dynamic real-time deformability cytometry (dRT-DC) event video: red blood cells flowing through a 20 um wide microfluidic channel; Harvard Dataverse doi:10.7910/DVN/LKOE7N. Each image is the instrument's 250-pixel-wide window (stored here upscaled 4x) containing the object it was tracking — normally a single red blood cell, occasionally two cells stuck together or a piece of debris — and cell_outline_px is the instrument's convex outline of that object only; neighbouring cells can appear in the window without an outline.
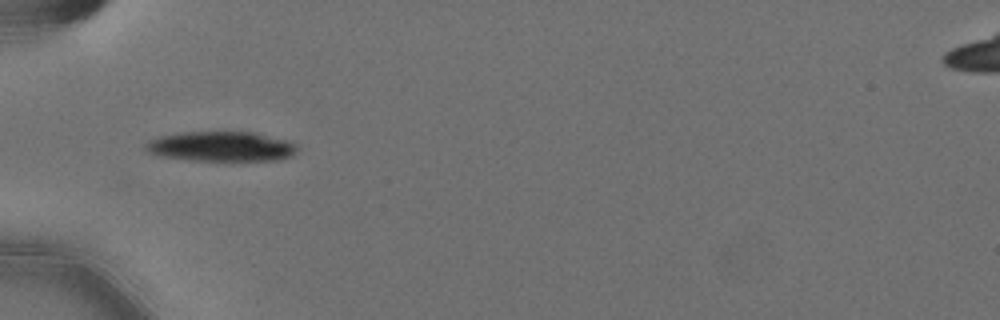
{"species": "Egyptian fruit bat (a non-hibernating species)", "species_latin": "Rousettus aegyptiacus", "temperature_condition": "cold", "stored_images_in_passage": 34, "camera_frame_rate_fps": 3000, "um_per_image_px": 0.085, "animal": {"sex": "female"}, "frame": {"image": 1, "passage_image": 1, "time_ms": 0.0, "image_size_px": [1000, 320], "cell_outline_px": [[296, 148], [292, 156], [280, 160], [192, 160], [156, 156], [148, 152], [144, 148], [144, 144], [160, 136], [184, 132], [256, 132], [284, 140], [296, 144]], "centroid_in_image_um": [18.77, 12.45], "position_along_channel_um": 66.2, "area_um2": 26.24}}
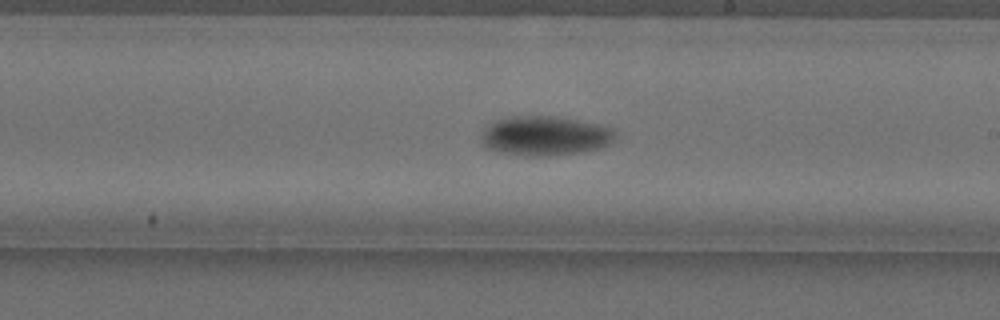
{"frame": {"image": 2, "passage_image": 16, "time_ms": 5.0, "image_size_px": [1000, 320], "cell_outline_px": [[616, 136], [608, 144], [600, 148], [576, 152], [536, 156], [528, 156], [504, 152], [484, 148], [480, 140], [480, 136], [484, 128], [496, 120], [508, 116], [556, 116], [600, 124], [612, 128], [616, 132]], "centroid_in_image_um": [46.29, 11.52], "position_along_channel_um": 242.7, "area_um2": 30.75}}
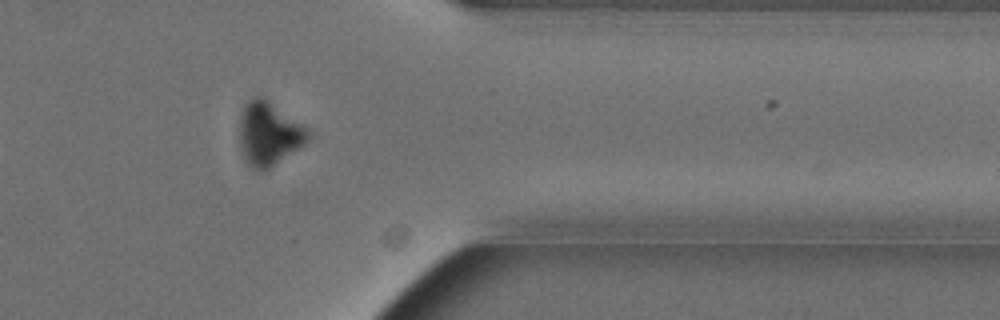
{"frame": {"image": 3, "passage_image": 29, "time_ms": 9.333, "image_size_px": [1000, 320], "cell_outline_px": [[308, 140], [304, 144], [268, 168], [260, 172], [252, 168], [244, 160], [240, 148], [240, 112], [244, 104], [248, 100], [256, 96], [260, 96], [268, 100], [304, 128], [308, 132]], "centroid_in_image_um": [22.76, 11.38], "position_along_channel_um": 388.6, "area_um2": 24.68}, "authors_computed_cell_mechanics": {"area_um2": 28.8133, "velocity_mm_per_s": 3.5886, "shape_relaxation_time_tau1_ms": 2.8315, "shape_relaxation_time_tau2_ms": null, "deformation_change_tau1": 0.1335, "deformation_change_tau2": null}}